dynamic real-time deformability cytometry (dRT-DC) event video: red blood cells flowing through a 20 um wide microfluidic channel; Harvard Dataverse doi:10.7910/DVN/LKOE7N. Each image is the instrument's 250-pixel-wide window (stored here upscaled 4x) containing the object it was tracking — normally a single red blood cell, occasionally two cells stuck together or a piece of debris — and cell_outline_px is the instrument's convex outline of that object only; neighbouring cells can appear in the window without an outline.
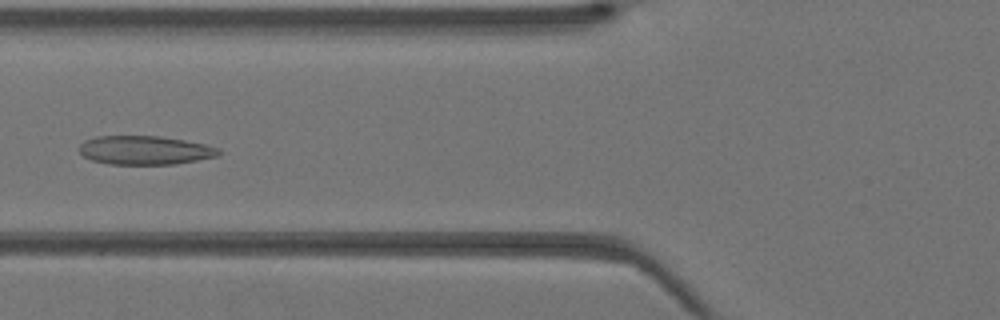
{"species": "Egyptian fruit bat (a non-hibernating species)", "species_latin": "Rousettus aegyptiacus", "temperature_condition": "warm", "stored_images_in_passage": 33, "camera_frame_rate_fps": 3000, "um_per_image_px": 0.085, "animal": {"sex": "female"}, "frame": {"image": 1, "passage_image": 15, "time_ms": 4.667, "image_size_px": [1000, 320], "cell_outline_px": [[220, 156], [176, 164], [108, 164], [92, 160], [84, 156], [80, 152], [80, 144], [84, 140], [96, 136], [160, 136], [208, 144], [220, 148]], "centroid_in_image_um": [12.36, 12.76], "position_along_channel_um": 113.4, "area_um2": 23.58}}
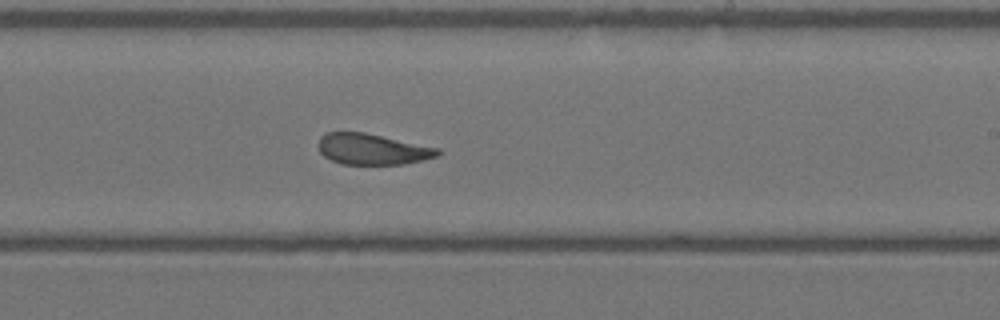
{"frame": {"image": 2, "passage_image": 24, "time_ms": 7.667, "image_size_px": [1000, 320], "cell_outline_px": [[440, 156], [424, 160], [404, 164], [340, 164], [324, 156], [320, 152], [316, 144], [320, 136], [328, 132], [364, 132], [440, 148]], "centroid_in_image_um": [31.65, 12.68], "position_along_channel_um": 257.4, "area_um2": 21.73}}
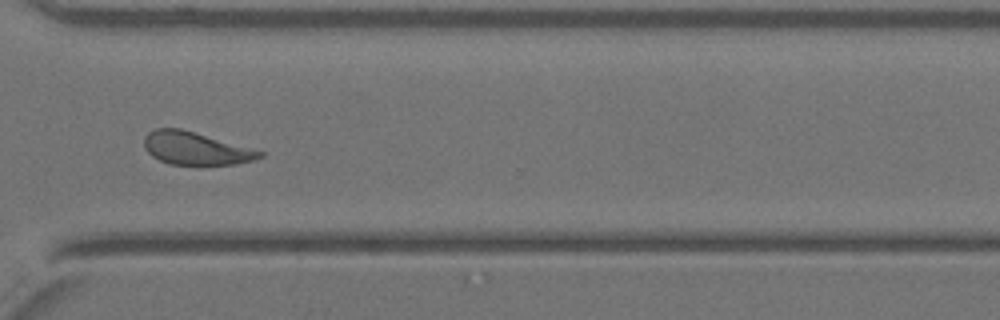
{"frame": {"image": 3, "passage_image": 30, "time_ms": 9.667, "image_size_px": [1000, 320], "cell_outline_px": [[264, 156], [256, 160], [236, 164], [200, 168], [168, 164], [152, 156], [144, 148], [144, 136], [148, 132], [156, 128], [180, 128], [264, 152]], "centroid_in_image_um": [16.63, 12.67], "position_along_channel_um": 354.0, "area_um2": 22.83}}